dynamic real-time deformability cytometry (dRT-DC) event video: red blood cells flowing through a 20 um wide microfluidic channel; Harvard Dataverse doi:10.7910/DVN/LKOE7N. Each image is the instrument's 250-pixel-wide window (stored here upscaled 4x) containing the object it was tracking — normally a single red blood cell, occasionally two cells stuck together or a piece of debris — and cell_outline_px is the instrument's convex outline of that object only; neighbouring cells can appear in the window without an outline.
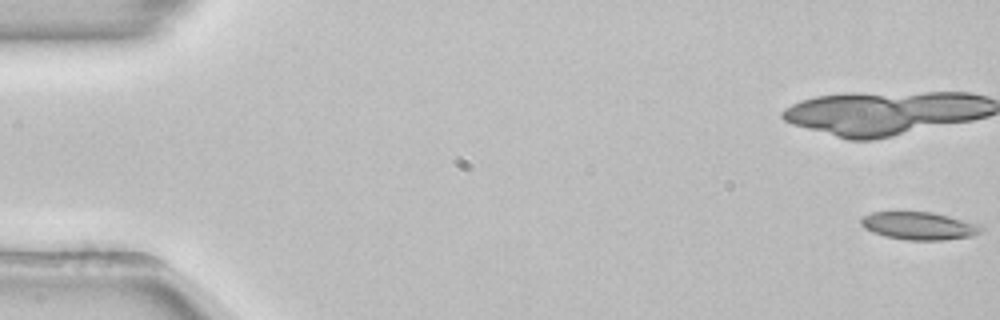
{"species": "common noctule bat (a hibernating species)", "species_latin": "Nyctalus noctula", "temperature_condition": "room temperature", "stored_images_in_passage": 51, "camera_frame_rate_fps": 3000, "um_per_image_px": 0.085, "animal": {"sex": "female", "body_mass_g": 22.7, "forearm_length_mm": 54.2}, "frame": {"image": 1, "passage_image": 1, "time_ms": 0.0, "image_size_px": [1000, 320], "cell_outline_px": [[984, 232], [972, 236], [944, 240], [904, 240], [884, 236], [872, 232], [864, 228], [860, 224], [860, 216], [872, 212], [932, 212], [948, 216], [976, 224], [984, 228]], "centroid_in_image_um": [78.07, 19.2], "position_along_channel_um": 6.9, "area_um2": 19.54}, "authors_computed_cell_mechanics": {"area_um2": 19.074, "velocity_mm_per_s": 3.878, "shape_relaxation_time_tau1_ms": 6.3845, "shape_relaxation_time_tau2_ms": null, "deformation_change_tau1": 0.1579, "deformation_change_tau2": null}}